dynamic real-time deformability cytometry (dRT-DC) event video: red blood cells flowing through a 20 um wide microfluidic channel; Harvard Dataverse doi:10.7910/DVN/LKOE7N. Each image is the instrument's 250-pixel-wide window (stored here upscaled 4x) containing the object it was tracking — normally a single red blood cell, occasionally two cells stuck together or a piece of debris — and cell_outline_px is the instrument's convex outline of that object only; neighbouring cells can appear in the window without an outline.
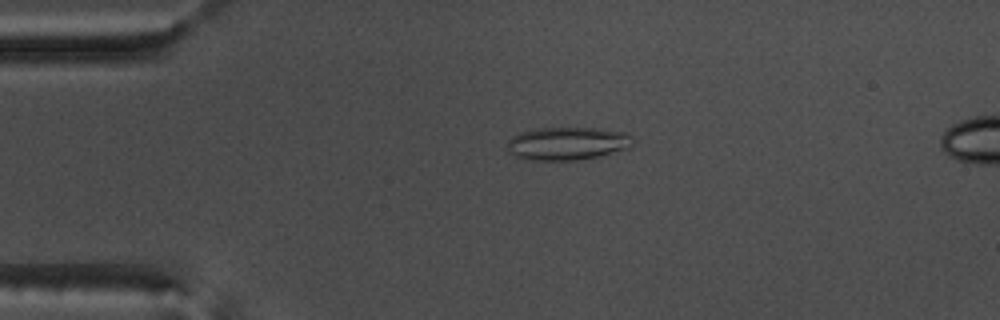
{"species": "common noctule bat (a hibernating species)", "species_latin": "Nyctalus noctula", "temperature_condition": "warm", "stored_images_in_passage": 55, "camera_frame_rate_fps": 3000, "um_per_image_px": 0.085, "animal": {"sex": "male", "body_mass_g": 17.5, "forearm_length_mm": 52.3}, "frame": {"image": 1, "passage_image": 13, "time_ms": 4.0, "image_size_px": [1000, 320], "cell_outline_px": [[632, 144], [628, 148], [600, 156], [576, 160], [532, 160], [516, 156], [508, 148], [508, 140], [512, 136], [520, 132], [540, 128], [596, 128], [628, 132], [632, 136]], "centroid_in_image_um": [48.27, 12.19], "position_along_channel_um": 36.7, "area_um2": 24.04}}
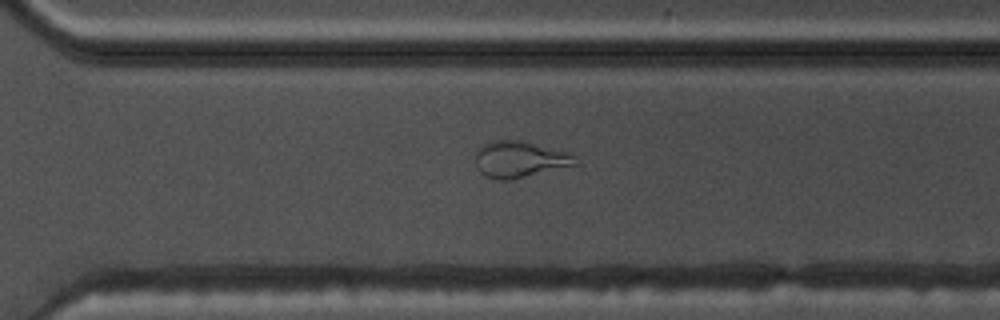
{"frame": {"image": 2, "passage_image": 39, "time_ms": 12.667, "image_size_px": [1000, 320], "cell_outline_px": [[580, 164], [508, 180], [500, 180], [484, 176], [476, 168], [476, 152], [484, 144], [496, 140], [524, 140], [568, 152]], "centroid_in_image_um": [44.17, 13.54], "position_along_channel_um": 326.4, "area_um2": 21.1}}
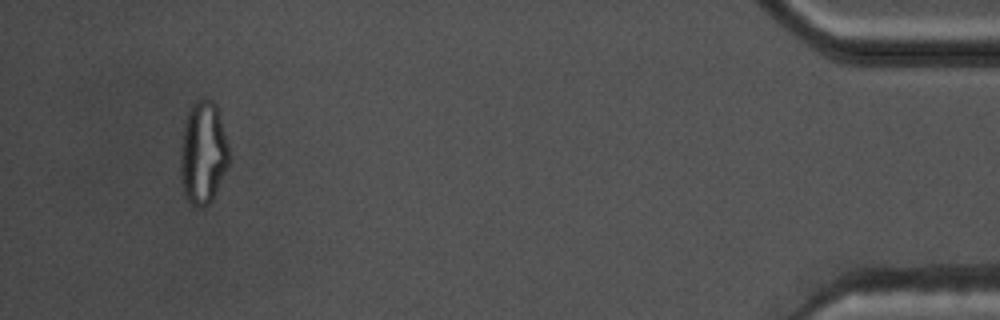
{"frame": {"image": 3, "passage_image": 52, "time_ms": 17.0, "image_size_px": [1000, 320], "cell_outline_px": [[228, 164], [216, 192], [212, 200], [204, 208], [200, 208], [192, 204], [188, 200], [184, 192], [180, 172], [180, 148], [184, 120], [192, 104], [196, 100], [204, 96], [212, 100], [216, 104], [228, 144]], "centroid_in_image_um": [17.24, 12.96], "position_along_channel_um": 418.0, "area_um2": 29.25}, "authors_computed_cell_mechanics": {"area_um2": 24.0448, "velocity_mm_per_s": 3.7683, "shape_relaxation_time_tau1_ms": null, "shape_relaxation_time_tau2_ms": 1.3174, "deformation_change_tau1": null, "deformation_change_tau2": 0.0892}}